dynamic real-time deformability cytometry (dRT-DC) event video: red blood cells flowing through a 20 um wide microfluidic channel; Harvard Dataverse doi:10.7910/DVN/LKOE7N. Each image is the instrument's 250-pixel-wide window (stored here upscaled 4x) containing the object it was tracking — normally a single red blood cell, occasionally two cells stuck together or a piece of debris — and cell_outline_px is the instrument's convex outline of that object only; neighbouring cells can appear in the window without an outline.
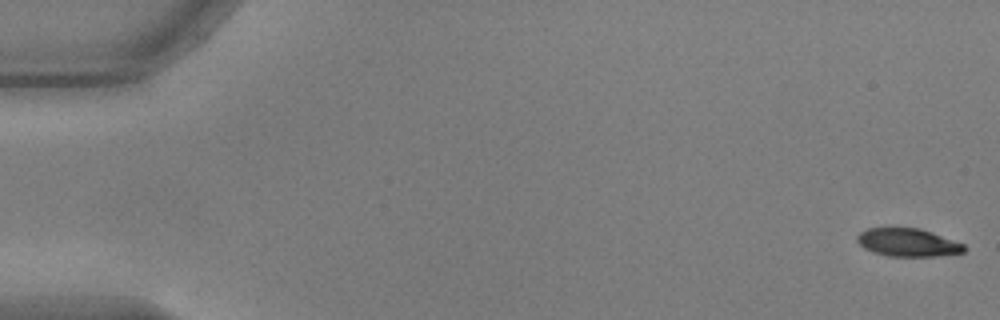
{"species": "common noctule bat (a hibernating species)", "species_latin": "Nyctalus noctula", "temperature_condition": "warm", "stored_images_in_passage": 55, "camera_frame_rate_fps": 3000, "um_per_image_px": 0.085, "animal": {"sex": "male", "body_mass_g": 17.9, "forearm_length_mm": 54.2}, "frame": {"image": 1, "passage_image": 1, "time_ms": 0.0, "image_size_px": [1000, 320], "cell_outline_px": [[968, 248], [964, 252], [936, 256], [888, 256], [872, 252], [864, 248], [856, 240], [856, 236], [860, 232], [868, 228], [920, 228], [932, 232], [964, 244]], "centroid_in_image_um": [77.16, 20.61], "position_along_channel_um": 7.8, "area_um2": 17.51}}
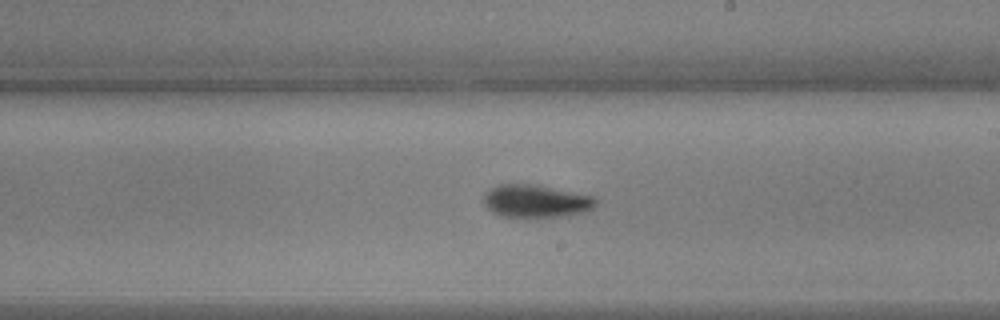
{"frame": {"image": 2, "passage_image": 32, "time_ms": 10.333, "image_size_px": [1000, 320], "cell_outline_px": [[596, 204], [592, 208], [580, 212], [560, 216], [500, 216], [492, 212], [484, 204], [484, 196], [492, 188], [500, 184], [536, 184], [592, 196], [596, 200]], "centroid_in_image_um": [45.52, 17.08], "position_along_channel_um": 243.5, "area_um2": 20.81}}
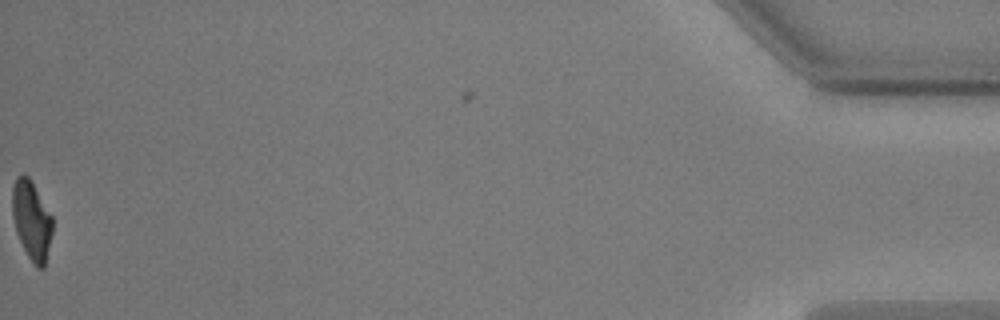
{"frame": {"image": 3, "passage_image": 55, "time_ms": 18.0, "image_size_px": [1000, 320], "cell_outline_px": [[52, 232], [44, 268], [36, 268], [28, 256], [16, 232], [12, 216], [12, 188], [16, 176], [20, 172], [24, 172], [28, 176], [52, 216]], "centroid_in_image_um": [2.66, 18.69], "position_along_channel_um": 432.5, "area_um2": 18.44}, "authors_computed_cell_mechanics": {"area_um2": 20.1722, "velocity_mm_per_s": 3.7105, "shape_relaxation_time_tau1_ms": 3.6728, "shape_relaxation_time_tau2_ms": 3.5263, "deformation_change_tau1": 0.1541, "deformation_change_tau2": 0.0968}}